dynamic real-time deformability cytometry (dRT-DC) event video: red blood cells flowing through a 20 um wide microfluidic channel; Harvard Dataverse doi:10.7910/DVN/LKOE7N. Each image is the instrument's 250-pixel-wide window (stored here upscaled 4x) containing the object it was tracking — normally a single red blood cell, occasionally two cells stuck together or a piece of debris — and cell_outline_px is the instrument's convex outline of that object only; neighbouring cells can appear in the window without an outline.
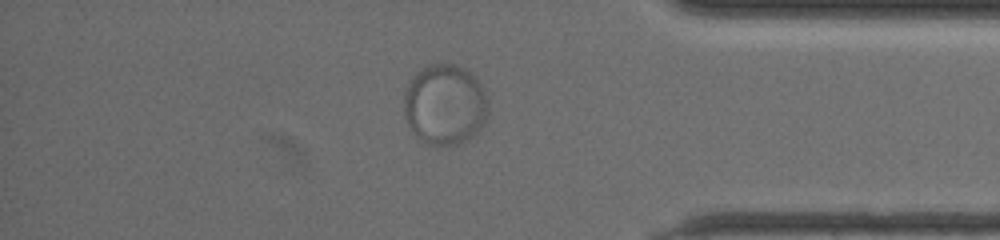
{"species": "common noctule bat (a hibernating species)", "species_latin": "Nyctalus noctula", "temperature_condition": "warm", "stored_images_in_passage": 33, "segment_of_instrument_passage": [3, 3], "camera_frame_rate_fps": 3000, "um_per_image_px": 0.085, "animal": {"sex": "female", "body_mass_g": 19.5, "forearm_length_mm": 54.1}, "frame": {"image": 1, "passage_image": 27, "time_ms": 12.0, "image_size_px": [1000, 240], "cell_outline_px": [[488, 112], [480, 128], [468, 140], [460, 144], [444, 148], [440, 148], [424, 144], [416, 136], [408, 124], [404, 116], [404, 92], [408, 84], [416, 72], [428, 64], [456, 64], [464, 68], [476, 76], [484, 88], [488, 100]], "centroid_in_image_um": [37.81, 8.92], "position_along_channel_um": 397.4, "area_um2": 40.46}}